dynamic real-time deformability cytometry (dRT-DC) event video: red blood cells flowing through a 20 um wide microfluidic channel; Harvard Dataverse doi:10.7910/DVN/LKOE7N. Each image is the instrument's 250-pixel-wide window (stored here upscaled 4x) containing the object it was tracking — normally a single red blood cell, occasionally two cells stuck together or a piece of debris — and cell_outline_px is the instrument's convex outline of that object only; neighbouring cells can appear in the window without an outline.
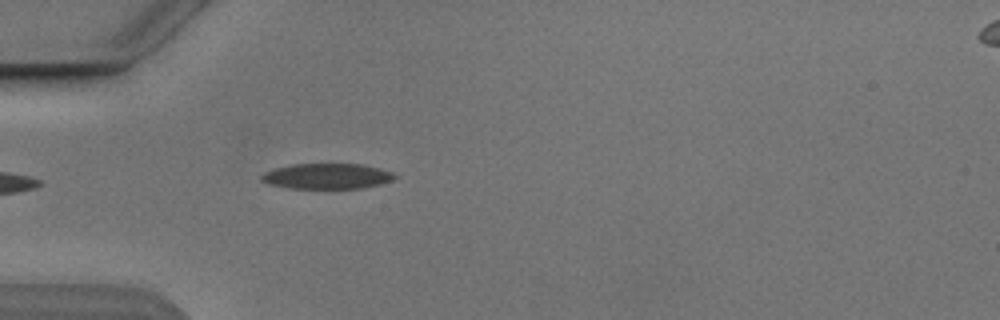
{"species": "Egyptian fruit bat (a non-hibernating species)", "species_latin": "Rousettus aegyptiacus", "temperature_condition": "cold", "stored_images_in_passage": 2, "camera_frame_rate_fps": 3000, "um_per_image_px": 0.085, "animal": {"sex": "male"}, "frame": {"image": 1, "passage_image": 2, "time_ms": 1.0, "image_size_px": [1000, 320], "cell_outline_px": [[396, 176], [392, 180], [380, 184], [364, 188], [288, 188], [268, 184], [260, 180], [260, 176], [264, 172], [276, 168], [292, 164], [360, 164], [392, 172]], "centroid_in_image_um": [27.75, 14.98], "position_along_channel_um": 57.3, "area_um2": 19.65}}